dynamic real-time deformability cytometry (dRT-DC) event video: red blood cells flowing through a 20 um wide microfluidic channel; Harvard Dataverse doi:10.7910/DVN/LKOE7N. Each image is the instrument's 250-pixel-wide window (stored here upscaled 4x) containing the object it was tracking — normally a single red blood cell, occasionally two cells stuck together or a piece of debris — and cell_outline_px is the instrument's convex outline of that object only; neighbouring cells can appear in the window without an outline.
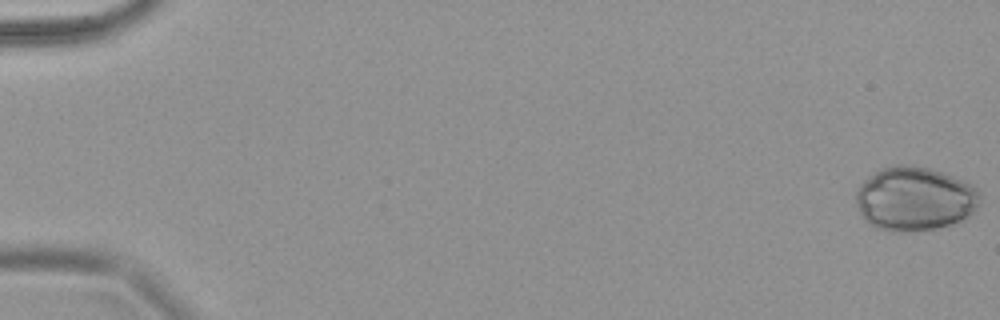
{"species": "common noctule bat (a hibernating species)", "species_latin": "Nyctalus noctula", "temperature_condition": "warm", "stored_images_in_passage": 9, "camera_frame_rate_fps": 3000, "um_per_image_px": 0.085, "animal": {"sex": "female", "body_mass_g": 18.4}, "frame": {"image": 1, "passage_image": 1, "time_ms": 0.0, "image_size_px": [1000, 320], "cell_outline_px": [[980, 196], [976, 208], [968, 216], [952, 224], [936, 228], [912, 232], [892, 232], [876, 228], [860, 212], [856, 204], [856, 192], [860, 184], [868, 176], [884, 168], [896, 164], [900, 164], [928, 168], [944, 172], [972, 184], [976, 188]], "centroid_in_image_um": [77.75, 16.9], "position_along_channel_um": 7.3, "area_um2": 46.07}}
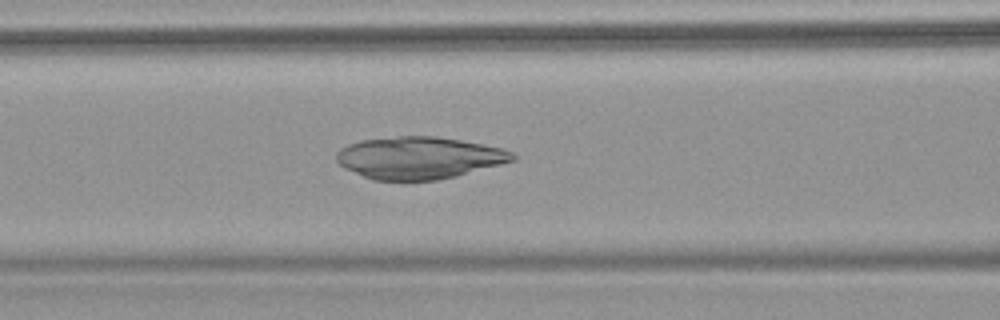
{"frame": {"image": 2, "passage_image": 9, "time_ms": 2.667, "image_size_px": [1000, 320], "cell_outline_px": [[516, 160], [456, 176], [436, 180], [372, 180], [344, 168], [336, 160], [336, 152], [340, 148], [348, 144], [360, 140], [400, 136], [436, 136], [460, 140], [500, 148], [512, 152], [516, 156]], "centroid_in_image_um": [35.58, 13.41], "position_along_channel_um": 131.0, "area_um2": 43.12}}